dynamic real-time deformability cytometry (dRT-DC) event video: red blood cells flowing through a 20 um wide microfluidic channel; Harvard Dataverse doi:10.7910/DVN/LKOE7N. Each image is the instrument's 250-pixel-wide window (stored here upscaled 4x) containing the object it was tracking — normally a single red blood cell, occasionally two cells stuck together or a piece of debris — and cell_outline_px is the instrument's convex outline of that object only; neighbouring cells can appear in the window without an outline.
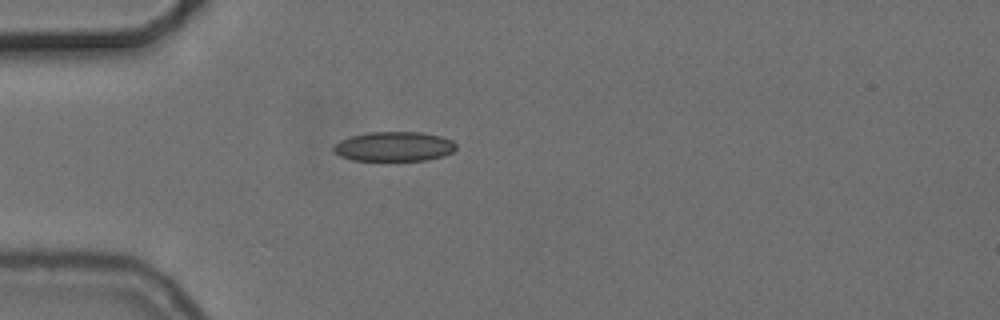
{"species": "common noctule bat (a hibernating species)", "species_latin": "Nyctalus noctula", "temperature_condition": "cold", "stored_images_in_passage": 28, "camera_frame_rate_fps": 3000, "um_per_image_px": 0.085, "animal": {"sex": "female", "body_mass_g": 24.6, "forearm_length_mm": 56.2}, "frame": {"image": 1, "passage_image": 1, "time_ms": 0.0, "image_size_px": [1000, 320], "cell_outline_px": [[456, 148], [452, 152], [444, 156], [428, 160], [388, 164], [352, 160], [340, 156], [332, 152], [332, 144], [340, 140], [352, 136], [368, 132], [420, 132], [440, 136], [452, 140], [456, 144]], "centroid_in_image_um": [33.45, 12.51], "position_along_channel_um": 51.6, "area_um2": 22.37}}
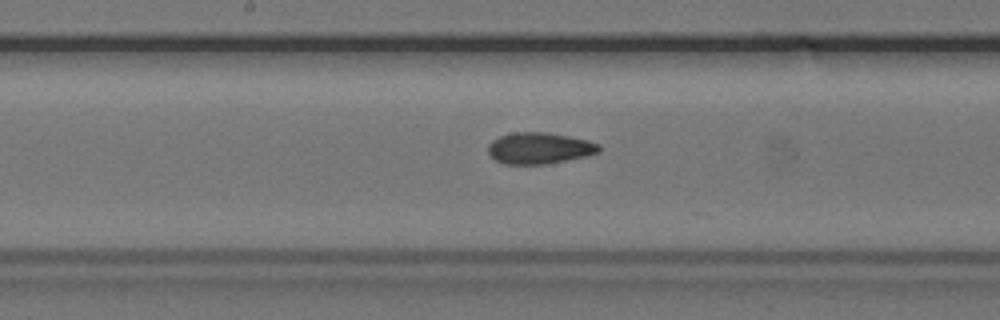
{"frame": {"image": 2, "passage_image": 14, "time_ms": 4.333, "image_size_px": [1000, 320], "cell_outline_px": [[600, 152], [588, 156], [568, 160], [544, 164], [504, 164], [496, 160], [488, 152], [488, 144], [492, 140], [500, 136], [512, 132], [544, 132], [568, 136], [588, 140], [600, 144]], "centroid_in_image_um": [45.86, 12.59], "position_along_channel_um": 202.3, "area_um2": 20.35}}
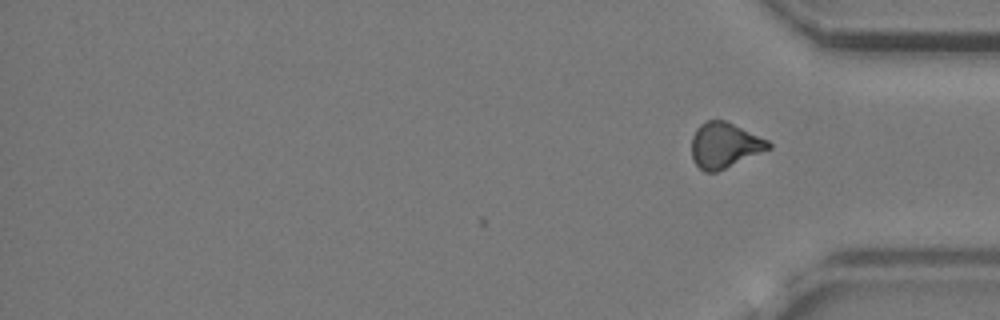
{"frame": {"image": 3, "passage_image": 28, "time_ms": 9.0, "image_size_px": [1000, 320], "cell_outline_px": [[772, 148], [716, 172], [704, 172], [692, 160], [692, 136], [696, 128], [704, 120], [724, 120], [768, 140], [772, 144]], "centroid_in_image_um": [61.57, 12.34], "position_along_channel_um": 373.6, "area_um2": 20.29}, "authors_computed_cell_mechanics": {"area_um2": 20.3745, "velocity_mm_per_s": 3.7241, "shape_relaxation_time_tau1_ms": null, "shape_relaxation_time_tau2_ms": 2.1744, "deformation_change_tau1": null, "deformation_change_tau2": 0.0874}}